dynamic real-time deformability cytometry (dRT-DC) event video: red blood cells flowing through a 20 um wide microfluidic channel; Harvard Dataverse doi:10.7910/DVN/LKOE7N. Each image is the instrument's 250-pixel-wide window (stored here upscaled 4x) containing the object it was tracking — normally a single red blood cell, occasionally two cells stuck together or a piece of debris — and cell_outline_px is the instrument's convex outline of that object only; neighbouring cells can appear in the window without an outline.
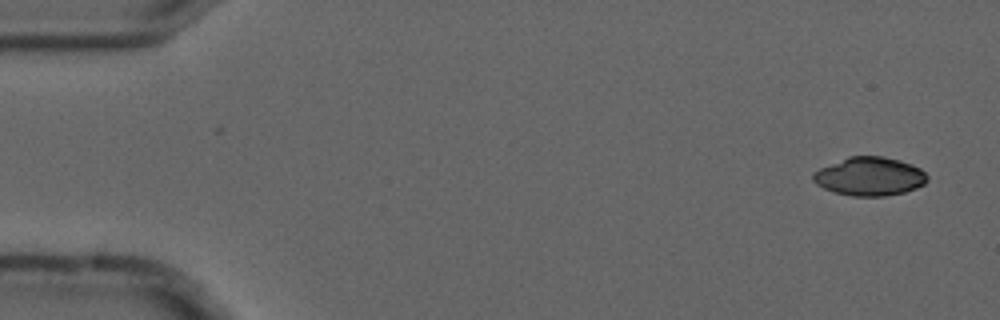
{"species": "common noctule bat (a hibernating species)", "species_latin": "Nyctalus noctula", "temperature_condition": "cold", "stored_images_in_passage": 5, "camera_frame_rate_fps": 3000, "um_per_image_px": 0.085, "animal": {"sex": "male", "forearm_length_mm": 52.5}, "frame": {"image": 1, "passage_image": 1, "time_ms": 0.0, "image_size_px": [1000, 320], "cell_outline_px": [[928, 180], [924, 184], [916, 188], [904, 192], [884, 196], [852, 196], [836, 192], [824, 188], [816, 184], [812, 180], [812, 172], [820, 168], [848, 156], [884, 156], [900, 160], [912, 164], [920, 168], [928, 176]], "centroid_in_image_um": [73.92, 14.98], "position_along_channel_um": 11.1, "area_um2": 25.72}}